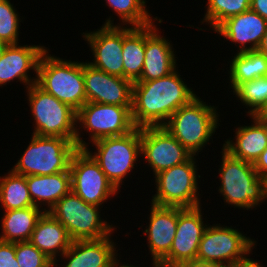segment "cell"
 Segmentation results:
<instances>
[{
    "label": "cell",
    "instance_id": "obj_36",
    "mask_svg": "<svg viewBox=\"0 0 267 267\" xmlns=\"http://www.w3.org/2000/svg\"><path fill=\"white\" fill-rule=\"evenodd\" d=\"M250 9L267 20V0H251Z\"/></svg>",
    "mask_w": 267,
    "mask_h": 267
},
{
    "label": "cell",
    "instance_id": "obj_29",
    "mask_svg": "<svg viewBox=\"0 0 267 267\" xmlns=\"http://www.w3.org/2000/svg\"><path fill=\"white\" fill-rule=\"evenodd\" d=\"M105 6L110 7L119 17L116 25L144 27L150 25L154 21L158 24L162 23L163 19L153 17L147 10L146 0H105ZM153 17V18H152Z\"/></svg>",
    "mask_w": 267,
    "mask_h": 267
},
{
    "label": "cell",
    "instance_id": "obj_1",
    "mask_svg": "<svg viewBox=\"0 0 267 267\" xmlns=\"http://www.w3.org/2000/svg\"><path fill=\"white\" fill-rule=\"evenodd\" d=\"M178 69L168 76L136 81L132 86L131 116L135 127H159L197 95L184 83Z\"/></svg>",
    "mask_w": 267,
    "mask_h": 267
},
{
    "label": "cell",
    "instance_id": "obj_11",
    "mask_svg": "<svg viewBox=\"0 0 267 267\" xmlns=\"http://www.w3.org/2000/svg\"><path fill=\"white\" fill-rule=\"evenodd\" d=\"M232 226L208 224L200 240L196 262L201 264H222L235 266L253 255L257 244Z\"/></svg>",
    "mask_w": 267,
    "mask_h": 267
},
{
    "label": "cell",
    "instance_id": "obj_12",
    "mask_svg": "<svg viewBox=\"0 0 267 267\" xmlns=\"http://www.w3.org/2000/svg\"><path fill=\"white\" fill-rule=\"evenodd\" d=\"M71 190L84 202L103 208L118 189L85 149H78L70 163Z\"/></svg>",
    "mask_w": 267,
    "mask_h": 267
},
{
    "label": "cell",
    "instance_id": "obj_10",
    "mask_svg": "<svg viewBox=\"0 0 267 267\" xmlns=\"http://www.w3.org/2000/svg\"><path fill=\"white\" fill-rule=\"evenodd\" d=\"M196 155L188 161L168 168L154 176L155 194L150 204L157 206L193 208L200 206L201 198Z\"/></svg>",
    "mask_w": 267,
    "mask_h": 267
},
{
    "label": "cell",
    "instance_id": "obj_22",
    "mask_svg": "<svg viewBox=\"0 0 267 267\" xmlns=\"http://www.w3.org/2000/svg\"><path fill=\"white\" fill-rule=\"evenodd\" d=\"M29 241L54 262H59V256L61 257L72 243L64 225L48 212H44L38 219Z\"/></svg>",
    "mask_w": 267,
    "mask_h": 267
},
{
    "label": "cell",
    "instance_id": "obj_42",
    "mask_svg": "<svg viewBox=\"0 0 267 267\" xmlns=\"http://www.w3.org/2000/svg\"><path fill=\"white\" fill-rule=\"evenodd\" d=\"M9 44H7L5 41L0 39V57L3 55L4 50L7 48Z\"/></svg>",
    "mask_w": 267,
    "mask_h": 267
},
{
    "label": "cell",
    "instance_id": "obj_17",
    "mask_svg": "<svg viewBox=\"0 0 267 267\" xmlns=\"http://www.w3.org/2000/svg\"><path fill=\"white\" fill-rule=\"evenodd\" d=\"M46 46L10 44L0 57V86L16 82L23 83L26 89L37 81L38 64ZM32 70L36 75L31 77Z\"/></svg>",
    "mask_w": 267,
    "mask_h": 267
},
{
    "label": "cell",
    "instance_id": "obj_23",
    "mask_svg": "<svg viewBox=\"0 0 267 267\" xmlns=\"http://www.w3.org/2000/svg\"><path fill=\"white\" fill-rule=\"evenodd\" d=\"M26 182L34 206L45 212H49L72 188L70 172L26 176Z\"/></svg>",
    "mask_w": 267,
    "mask_h": 267
},
{
    "label": "cell",
    "instance_id": "obj_16",
    "mask_svg": "<svg viewBox=\"0 0 267 267\" xmlns=\"http://www.w3.org/2000/svg\"><path fill=\"white\" fill-rule=\"evenodd\" d=\"M83 77L87 102L132 106L133 83L110 75L83 61Z\"/></svg>",
    "mask_w": 267,
    "mask_h": 267
},
{
    "label": "cell",
    "instance_id": "obj_34",
    "mask_svg": "<svg viewBox=\"0 0 267 267\" xmlns=\"http://www.w3.org/2000/svg\"><path fill=\"white\" fill-rule=\"evenodd\" d=\"M0 267H19L15 257V243L0 240Z\"/></svg>",
    "mask_w": 267,
    "mask_h": 267
},
{
    "label": "cell",
    "instance_id": "obj_31",
    "mask_svg": "<svg viewBox=\"0 0 267 267\" xmlns=\"http://www.w3.org/2000/svg\"><path fill=\"white\" fill-rule=\"evenodd\" d=\"M206 2V11L200 23L209 25L212 31L226 19L249 10L251 5V0H207Z\"/></svg>",
    "mask_w": 267,
    "mask_h": 267
},
{
    "label": "cell",
    "instance_id": "obj_40",
    "mask_svg": "<svg viewBox=\"0 0 267 267\" xmlns=\"http://www.w3.org/2000/svg\"><path fill=\"white\" fill-rule=\"evenodd\" d=\"M182 267H233L231 265H222V264H201L198 262L188 264Z\"/></svg>",
    "mask_w": 267,
    "mask_h": 267
},
{
    "label": "cell",
    "instance_id": "obj_4",
    "mask_svg": "<svg viewBox=\"0 0 267 267\" xmlns=\"http://www.w3.org/2000/svg\"><path fill=\"white\" fill-rule=\"evenodd\" d=\"M49 52L47 48L40 58L36 84L77 112L87 102L83 61L72 62Z\"/></svg>",
    "mask_w": 267,
    "mask_h": 267
},
{
    "label": "cell",
    "instance_id": "obj_25",
    "mask_svg": "<svg viewBox=\"0 0 267 267\" xmlns=\"http://www.w3.org/2000/svg\"><path fill=\"white\" fill-rule=\"evenodd\" d=\"M4 212L1 218L0 240L15 243L30 240L38 219L45 211L33 206Z\"/></svg>",
    "mask_w": 267,
    "mask_h": 267
},
{
    "label": "cell",
    "instance_id": "obj_39",
    "mask_svg": "<svg viewBox=\"0 0 267 267\" xmlns=\"http://www.w3.org/2000/svg\"><path fill=\"white\" fill-rule=\"evenodd\" d=\"M263 127L267 136V114L266 113H258L253 116Z\"/></svg>",
    "mask_w": 267,
    "mask_h": 267
},
{
    "label": "cell",
    "instance_id": "obj_3",
    "mask_svg": "<svg viewBox=\"0 0 267 267\" xmlns=\"http://www.w3.org/2000/svg\"><path fill=\"white\" fill-rule=\"evenodd\" d=\"M216 106L194 97L180 107L162 126L174 136L192 155H199L211 141L218 126L219 113ZM220 120V121H219Z\"/></svg>",
    "mask_w": 267,
    "mask_h": 267
},
{
    "label": "cell",
    "instance_id": "obj_33",
    "mask_svg": "<svg viewBox=\"0 0 267 267\" xmlns=\"http://www.w3.org/2000/svg\"><path fill=\"white\" fill-rule=\"evenodd\" d=\"M15 257L19 267H55V262L30 241L15 242Z\"/></svg>",
    "mask_w": 267,
    "mask_h": 267
},
{
    "label": "cell",
    "instance_id": "obj_26",
    "mask_svg": "<svg viewBox=\"0 0 267 267\" xmlns=\"http://www.w3.org/2000/svg\"><path fill=\"white\" fill-rule=\"evenodd\" d=\"M122 59L124 78L132 83L138 81L145 59V26L123 27Z\"/></svg>",
    "mask_w": 267,
    "mask_h": 267
},
{
    "label": "cell",
    "instance_id": "obj_9",
    "mask_svg": "<svg viewBox=\"0 0 267 267\" xmlns=\"http://www.w3.org/2000/svg\"><path fill=\"white\" fill-rule=\"evenodd\" d=\"M26 92L29 110L34 118L32 134L66 138L76 143V111L36 83L30 85Z\"/></svg>",
    "mask_w": 267,
    "mask_h": 267
},
{
    "label": "cell",
    "instance_id": "obj_28",
    "mask_svg": "<svg viewBox=\"0 0 267 267\" xmlns=\"http://www.w3.org/2000/svg\"><path fill=\"white\" fill-rule=\"evenodd\" d=\"M0 207L3 211L33 207L26 176L9 170L0 176Z\"/></svg>",
    "mask_w": 267,
    "mask_h": 267
},
{
    "label": "cell",
    "instance_id": "obj_35",
    "mask_svg": "<svg viewBox=\"0 0 267 267\" xmlns=\"http://www.w3.org/2000/svg\"><path fill=\"white\" fill-rule=\"evenodd\" d=\"M253 166L258 175L267 180V148L260 154Z\"/></svg>",
    "mask_w": 267,
    "mask_h": 267
},
{
    "label": "cell",
    "instance_id": "obj_15",
    "mask_svg": "<svg viewBox=\"0 0 267 267\" xmlns=\"http://www.w3.org/2000/svg\"><path fill=\"white\" fill-rule=\"evenodd\" d=\"M193 155L166 129L141 128V159L156 174L188 161Z\"/></svg>",
    "mask_w": 267,
    "mask_h": 267
},
{
    "label": "cell",
    "instance_id": "obj_19",
    "mask_svg": "<svg viewBox=\"0 0 267 267\" xmlns=\"http://www.w3.org/2000/svg\"><path fill=\"white\" fill-rule=\"evenodd\" d=\"M267 31V20L251 9L230 17L214 32L238 47L236 53L257 50Z\"/></svg>",
    "mask_w": 267,
    "mask_h": 267
},
{
    "label": "cell",
    "instance_id": "obj_24",
    "mask_svg": "<svg viewBox=\"0 0 267 267\" xmlns=\"http://www.w3.org/2000/svg\"><path fill=\"white\" fill-rule=\"evenodd\" d=\"M250 118L251 125L237 127L235 139L224 140L222 148L234 158L254 163L267 148V136L264 127L253 116Z\"/></svg>",
    "mask_w": 267,
    "mask_h": 267
},
{
    "label": "cell",
    "instance_id": "obj_13",
    "mask_svg": "<svg viewBox=\"0 0 267 267\" xmlns=\"http://www.w3.org/2000/svg\"><path fill=\"white\" fill-rule=\"evenodd\" d=\"M201 207H178L176 234L169 254L161 261L165 267H182L196 262L200 240L208 227Z\"/></svg>",
    "mask_w": 267,
    "mask_h": 267
},
{
    "label": "cell",
    "instance_id": "obj_38",
    "mask_svg": "<svg viewBox=\"0 0 267 267\" xmlns=\"http://www.w3.org/2000/svg\"><path fill=\"white\" fill-rule=\"evenodd\" d=\"M120 259H121V257L119 258V260H118V258H117V260H116V262H115V265H114V267H137V266H134V265H132V264H122V262H120ZM121 263V264H120ZM152 264V267H165L161 262H158V261H153V262H151ZM139 267V266H138Z\"/></svg>",
    "mask_w": 267,
    "mask_h": 267
},
{
    "label": "cell",
    "instance_id": "obj_32",
    "mask_svg": "<svg viewBox=\"0 0 267 267\" xmlns=\"http://www.w3.org/2000/svg\"><path fill=\"white\" fill-rule=\"evenodd\" d=\"M11 0H0V39L7 44H18L20 26L23 20Z\"/></svg>",
    "mask_w": 267,
    "mask_h": 267
},
{
    "label": "cell",
    "instance_id": "obj_2",
    "mask_svg": "<svg viewBox=\"0 0 267 267\" xmlns=\"http://www.w3.org/2000/svg\"><path fill=\"white\" fill-rule=\"evenodd\" d=\"M217 190L224 202L234 209L252 210L267 202V180L256 172L253 163L232 157L223 148Z\"/></svg>",
    "mask_w": 267,
    "mask_h": 267
},
{
    "label": "cell",
    "instance_id": "obj_41",
    "mask_svg": "<svg viewBox=\"0 0 267 267\" xmlns=\"http://www.w3.org/2000/svg\"><path fill=\"white\" fill-rule=\"evenodd\" d=\"M257 50L267 55V31L265 32L262 42Z\"/></svg>",
    "mask_w": 267,
    "mask_h": 267
},
{
    "label": "cell",
    "instance_id": "obj_30",
    "mask_svg": "<svg viewBox=\"0 0 267 267\" xmlns=\"http://www.w3.org/2000/svg\"><path fill=\"white\" fill-rule=\"evenodd\" d=\"M233 95L248 108L247 117L263 112L267 107V76L241 83Z\"/></svg>",
    "mask_w": 267,
    "mask_h": 267
},
{
    "label": "cell",
    "instance_id": "obj_37",
    "mask_svg": "<svg viewBox=\"0 0 267 267\" xmlns=\"http://www.w3.org/2000/svg\"><path fill=\"white\" fill-rule=\"evenodd\" d=\"M233 267H264L262 263L255 261L254 258H247Z\"/></svg>",
    "mask_w": 267,
    "mask_h": 267
},
{
    "label": "cell",
    "instance_id": "obj_21",
    "mask_svg": "<svg viewBox=\"0 0 267 267\" xmlns=\"http://www.w3.org/2000/svg\"><path fill=\"white\" fill-rule=\"evenodd\" d=\"M148 225L143 231L147 235V246L152 261L161 262L170 252L174 240L177 222L178 207L150 205Z\"/></svg>",
    "mask_w": 267,
    "mask_h": 267
},
{
    "label": "cell",
    "instance_id": "obj_18",
    "mask_svg": "<svg viewBox=\"0 0 267 267\" xmlns=\"http://www.w3.org/2000/svg\"><path fill=\"white\" fill-rule=\"evenodd\" d=\"M160 34L155 22L145 26V59L138 81L162 78L179 68L172 41Z\"/></svg>",
    "mask_w": 267,
    "mask_h": 267
},
{
    "label": "cell",
    "instance_id": "obj_5",
    "mask_svg": "<svg viewBox=\"0 0 267 267\" xmlns=\"http://www.w3.org/2000/svg\"><path fill=\"white\" fill-rule=\"evenodd\" d=\"M30 142L20 159L11 168L19 175H51L70 172L73 154L78 150L76 143L61 137L32 134Z\"/></svg>",
    "mask_w": 267,
    "mask_h": 267
},
{
    "label": "cell",
    "instance_id": "obj_14",
    "mask_svg": "<svg viewBox=\"0 0 267 267\" xmlns=\"http://www.w3.org/2000/svg\"><path fill=\"white\" fill-rule=\"evenodd\" d=\"M112 16L99 29L82 33L84 41L91 49L93 59L88 61L93 67L110 75L124 78L122 46L123 26L115 25Z\"/></svg>",
    "mask_w": 267,
    "mask_h": 267
},
{
    "label": "cell",
    "instance_id": "obj_8",
    "mask_svg": "<svg viewBox=\"0 0 267 267\" xmlns=\"http://www.w3.org/2000/svg\"><path fill=\"white\" fill-rule=\"evenodd\" d=\"M100 209L84 202L71 190L48 213L64 225L72 241L95 240L113 235L116 231L115 225L101 219Z\"/></svg>",
    "mask_w": 267,
    "mask_h": 267
},
{
    "label": "cell",
    "instance_id": "obj_6",
    "mask_svg": "<svg viewBox=\"0 0 267 267\" xmlns=\"http://www.w3.org/2000/svg\"><path fill=\"white\" fill-rule=\"evenodd\" d=\"M92 146L96 148L94 153L89 147L85 150L98 163L111 183L121 191L125 179L133 172L134 166L137 167L136 162L141 157V128L136 127L123 136L98 139L92 142Z\"/></svg>",
    "mask_w": 267,
    "mask_h": 267
},
{
    "label": "cell",
    "instance_id": "obj_20",
    "mask_svg": "<svg viewBox=\"0 0 267 267\" xmlns=\"http://www.w3.org/2000/svg\"><path fill=\"white\" fill-rule=\"evenodd\" d=\"M112 235L95 240L72 241L71 246L61 256L63 265L55 262V267H114L118 256V245Z\"/></svg>",
    "mask_w": 267,
    "mask_h": 267
},
{
    "label": "cell",
    "instance_id": "obj_27",
    "mask_svg": "<svg viewBox=\"0 0 267 267\" xmlns=\"http://www.w3.org/2000/svg\"><path fill=\"white\" fill-rule=\"evenodd\" d=\"M227 71L229 87L234 91L241 83L267 76V55L258 50L235 53Z\"/></svg>",
    "mask_w": 267,
    "mask_h": 267
},
{
    "label": "cell",
    "instance_id": "obj_43",
    "mask_svg": "<svg viewBox=\"0 0 267 267\" xmlns=\"http://www.w3.org/2000/svg\"><path fill=\"white\" fill-rule=\"evenodd\" d=\"M261 113H266V114H267V107H266V109H265L263 112H261Z\"/></svg>",
    "mask_w": 267,
    "mask_h": 267
},
{
    "label": "cell",
    "instance_id": "obj_7",
    "mask_svg": "<svg viewBox=\"0 0 267 267\" xmlns=\"http://www.w3.org/2000/svg\"><path fill=\"white\" fill-rule=\"evenodd\" d=\"M131 108L132 106L86 102L76 112L78 149H85L91 142L101 138L123 136L133 131L136 127L132 121ZM81 129H84L86 134L89 132L90 140L87 139L90 143L83 140Z\"/></svg>",
    "mask_w": 267,
    "mask_h": 267
}]
</instances>
